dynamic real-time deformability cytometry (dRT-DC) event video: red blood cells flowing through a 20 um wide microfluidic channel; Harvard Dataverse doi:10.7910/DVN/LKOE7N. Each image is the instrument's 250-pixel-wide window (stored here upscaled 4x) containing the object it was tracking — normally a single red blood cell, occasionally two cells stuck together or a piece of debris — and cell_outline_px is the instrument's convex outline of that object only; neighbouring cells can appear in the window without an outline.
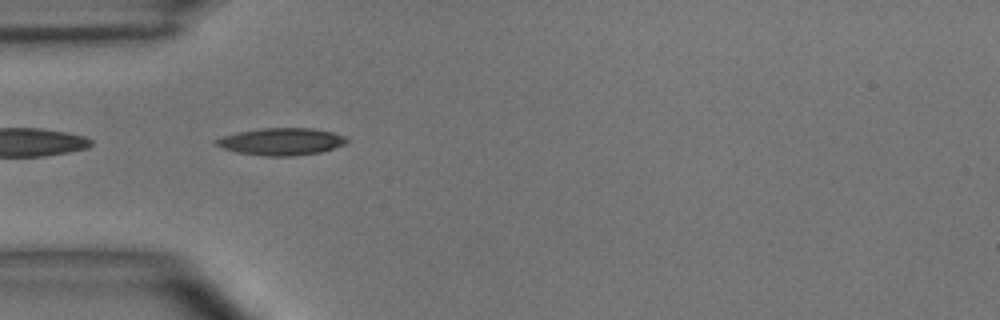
{"species": "common noctule bat (a hibernating species)", "species_latin": "Nyctalus noctula", "temperature_condition": "room temperature", "stored_images_in_passage": 2, "camera_frame_rate_fps": 3000, "um_per_image_px": 0.085, "animal": {"sex": "male", "body_mass_g": 15.6}, "frame": {"image": 1, "passage_image": 1, "time_ms": 0.0, "image_size_px": [1000, 320], "cell_outline_px": [[348, 140], [344, 144], [320, 152], [292, 156], [264, 156], [240, 152], [224, 148], [216, 144], [216, 140], [224, 136], [236, 132], [260, 128], [312, 128], [332, 132], [344, 136]], "centroid_in_image_um": [23.93, 12.02], "position_along_channel_um": 61.1, "area_um2": 20.35}}
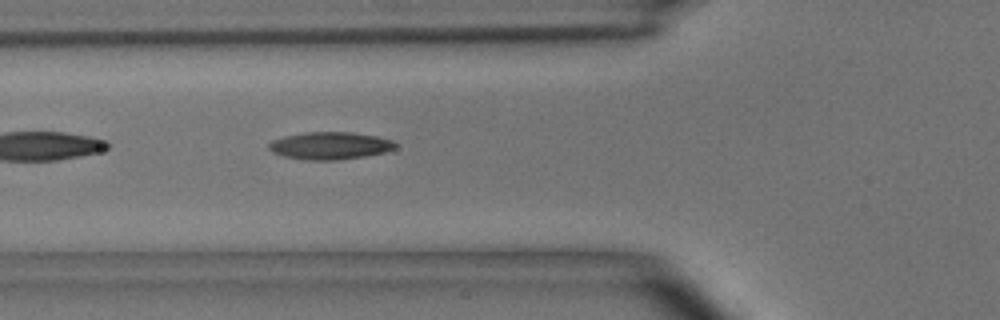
{"frame": {"image": 2, "passage_image": 2, "time_ms": 1.0, "image_size_px": [1000, 320], "cell_outline_px": [[396, 148], [384, 152], [364, 156], [336, 160], [304, 160], [284, 156], [272, 152], [268, 148], [268, 144], [272, 140], [284, 136], [304, 132], [352, 132], [376, 136], [392, 140], [396, 144]], "centroid_in_image_um": [28.02, 12.38], "position_along_channel_um": 97.8, "area_um2": 20.23}}